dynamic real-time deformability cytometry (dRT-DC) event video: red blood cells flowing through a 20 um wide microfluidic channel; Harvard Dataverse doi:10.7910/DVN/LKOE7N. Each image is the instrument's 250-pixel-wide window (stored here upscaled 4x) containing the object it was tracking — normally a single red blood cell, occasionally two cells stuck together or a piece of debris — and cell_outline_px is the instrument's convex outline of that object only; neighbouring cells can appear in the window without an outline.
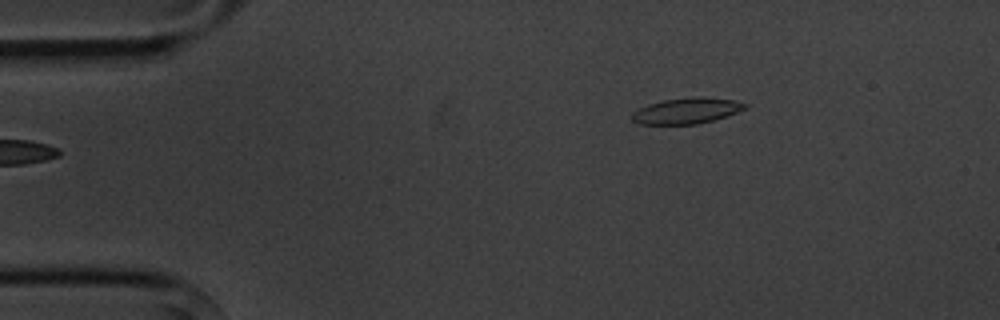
{"species": "common noctule bat (a hibernating species)", "species_latin": "Nyctalus noctula", "temperature_condition": "cold", "stored_images_in_passage": 6, "camera_frame_rate_fps": 3000, "um_per_image_px": 0.085, "animal": {"sex": "male", "body_mass_g": 20.1, "forearm_length_mm": 53.5}, "frame": {"image": 1, "passage_image": 6, "time_ms": 5.667, "image_size_px": [1000, 320], "cell_outline_px": [[748, 108], [712, 120], [696, 124], [640, 124], [632, 120], [632, 112], [648, 104], [664, 100], [692, 96], [700, 96], [732, 100], [748, 104]], "centroid_in_image_um": [58.35, 9.4], "position_along_channel_um": 26.6, "area_um2": 16.88}}